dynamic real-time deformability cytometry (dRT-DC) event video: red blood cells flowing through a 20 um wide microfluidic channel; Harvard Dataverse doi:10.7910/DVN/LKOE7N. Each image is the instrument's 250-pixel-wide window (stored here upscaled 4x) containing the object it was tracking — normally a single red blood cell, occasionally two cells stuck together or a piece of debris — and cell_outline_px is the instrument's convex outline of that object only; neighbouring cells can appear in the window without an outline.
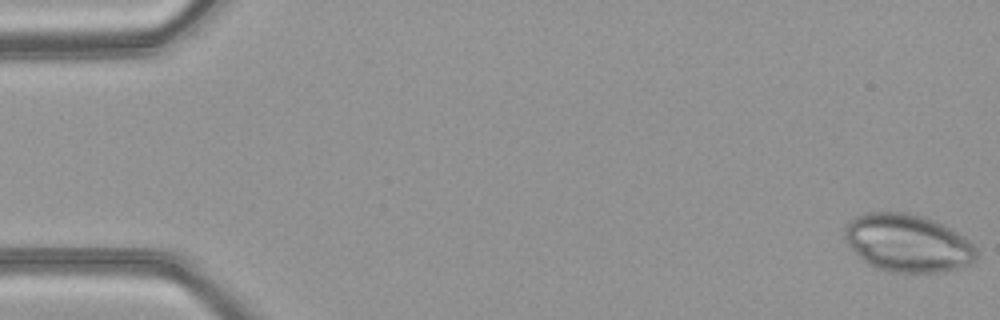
{"species": "common noctule bat (a hibernating species)", "species_latin": "Nyctalus noctula", "temperature_condition": "warm", "stored_images_in_passage": 51, "camera_frame_rate_fps": 3000, "um_per_image_px": 0.085, "animal": {"sex": "female", "body_mass_g": 21.9}, "frame": {"image": 1, "passage_image": 1, "time_ms": 0.0, "image_size_px": [1000, 320], "cell_outline_px": [[976, 260], [972, 264], [940, 272], [892, 272], [868, 264], [848, 244], [844, 236], [844, 224], [856, 216], [868, 212], [908, 212], [924, 216], [964, 236], [976, 248]], "centroid_in_image_um": [77.14, 20.65], "position_along_channel_um": 7.9, "area_um2": 44.04}}
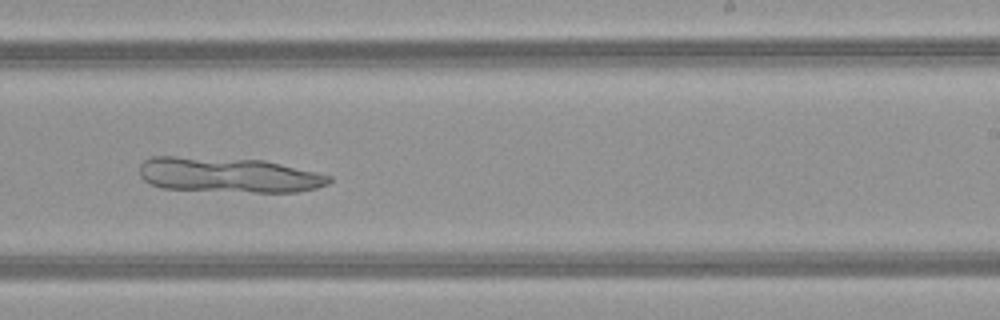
{"frame": {"image": 2, "passage_image": 31, "time_ms": 10.0, "image_size_px": [1000, 320], "cell_outline_px": [[332, 180], [328, 184], [316, 188], [296, 192], [252, 192], [160, 188], [144, 180], [140, 176], [140, 164], [144, 160], [152, 156], [176, 156], [264, 160], [316, 172], [332, 176]], "centroid_in_image_um": [19.42, 14.87], "position_along_channel_um": 269.6, "area_um2": 38.78}}
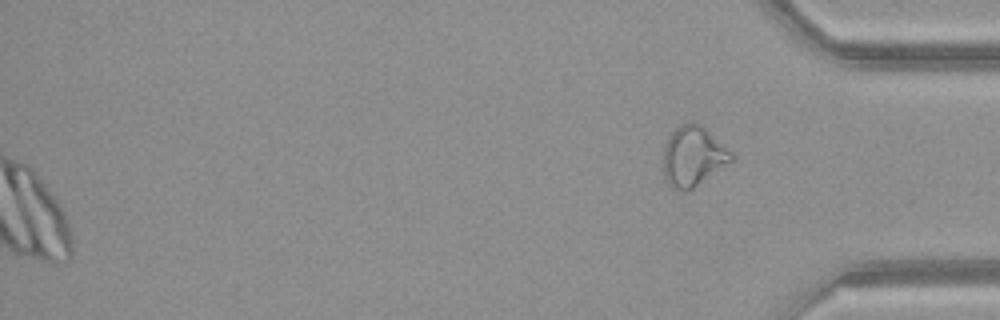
{"frame": {"image": 3, "passage_image": 51, "time_ms": 16.667, "image_size_px": [1000, 320], "cell_outline_px": [[736, 156], [732, 160], [688, 192], [684, 192], [672, 188], [664, 180], [664, 144], [668, 136], [680, 124], [692, 120], [700, 124], [732, 152]], "centroid_in_image_um": [58.88, 13.28], "position_along_channel_um": 376.3, "area_um2": 23.87}}